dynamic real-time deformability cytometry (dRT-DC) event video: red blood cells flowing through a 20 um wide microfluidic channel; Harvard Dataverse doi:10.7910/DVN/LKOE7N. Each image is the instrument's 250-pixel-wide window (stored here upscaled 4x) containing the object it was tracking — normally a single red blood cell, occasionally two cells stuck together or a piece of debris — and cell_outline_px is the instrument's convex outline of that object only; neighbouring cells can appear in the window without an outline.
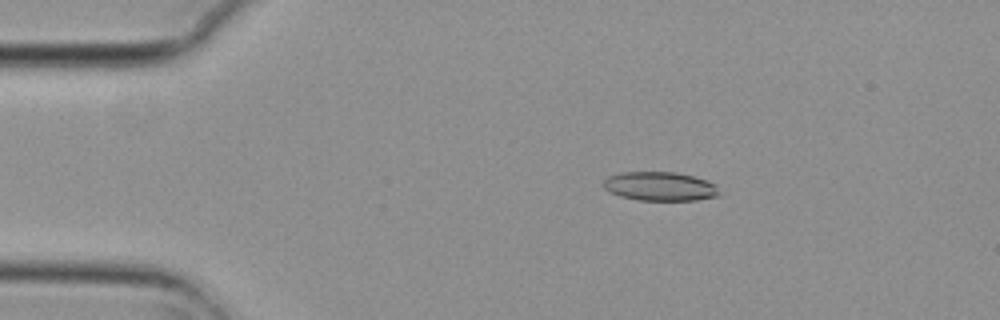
{"species": "common noctule bat (a hibernating species)", "species_latin": "Nyctalus noctula", "temperature_condition": "cold", "stored_images_in_passage": 9, "camera_frame_rate_fps": 3000, "um_per_image_px": 0.085, "animal": {"sex": "female", "body_mass_g": 29.2, "forearm_length_mm": 56.3}, "frame": {"image": 1, "passage_image": 2, "time_ms": 0.333, "image_size_px": [1000, 320], "cell_outline_px": [[720, 196], [696, 200], [636, 200], [620, 196], [604, 188], [604, 180], [608, 176], [620, 172], [676, 172], [692, 176], [716, 184]], "centroid_in_image_um": [56.1, 15.84], "position_along_channel_um": 28.9, "area_um2": 19.48}}
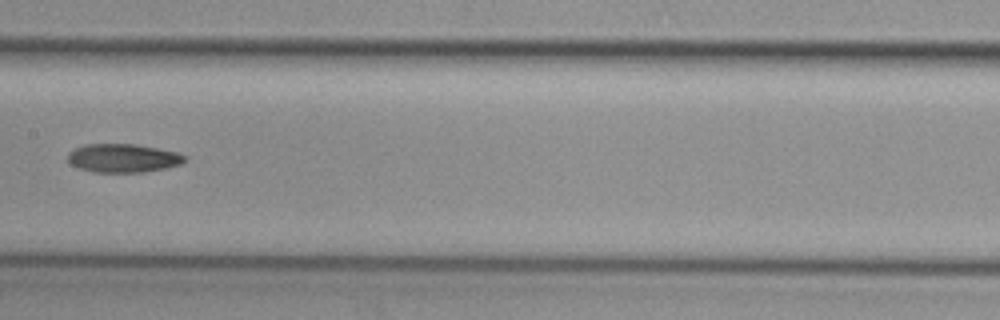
{"frame": {"image": 2, "passage_image": 7, "time_ms": 2.0, "image_size_px": [1000, 320], "cell_outline_px": [[184, 160], [180, 164], [164, 168], [144, 172], [92, 172], [80, 168], [72, 164], [68, 160], [68, 152], [84, 144], [136, 144], [180, 152], [184, 156]], "centroid_in_image_um": [10.45, 13.43], "position_along_channel_um": 196.9, "area_um2": 19.36}}
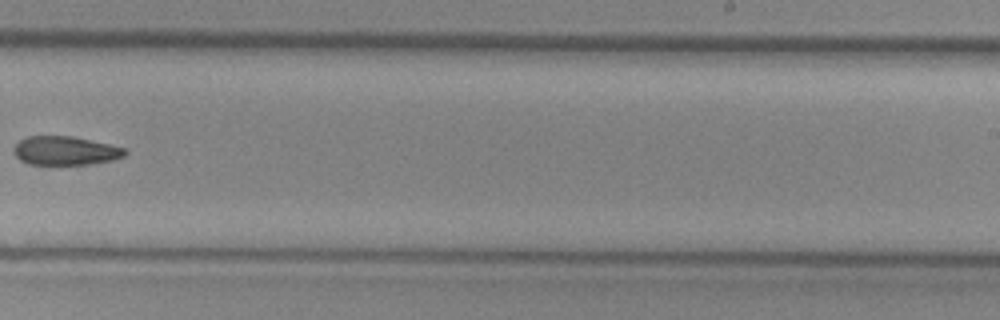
{"frame": {"image": 3, "passage_image": 9, "time_ms": 2.667, "image_size_px": [1000, 320], "cell_outline_px": [[128, 152], [124, 156], [112, 160], [88, 164], [48, 168], [28, 164], [20, 160], [12, 152], [12, 148], [20, 140], [28, 136], [72, 136], [108, 144], [124, 148]], "centroid_in_image_um": [5.47, 12.86], "position_along_channel_um": 283.5, "area_um2": 19.42}}